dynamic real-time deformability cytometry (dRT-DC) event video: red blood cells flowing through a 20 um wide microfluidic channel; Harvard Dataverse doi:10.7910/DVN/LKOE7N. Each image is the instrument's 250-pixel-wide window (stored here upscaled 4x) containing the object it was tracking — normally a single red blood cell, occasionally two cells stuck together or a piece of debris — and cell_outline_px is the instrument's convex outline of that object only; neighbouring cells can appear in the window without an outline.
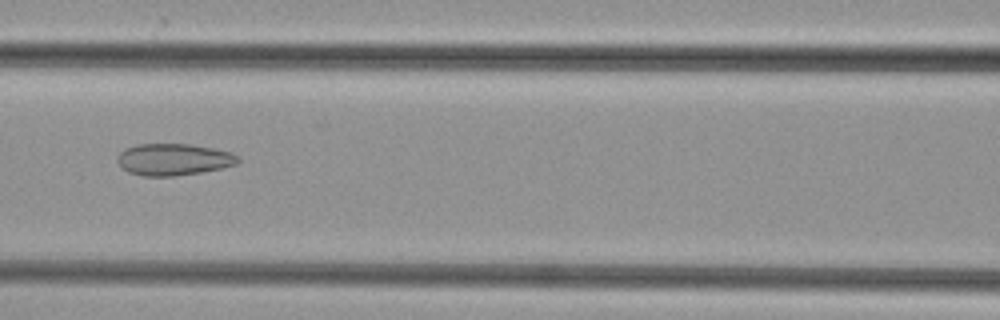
{"species": "common noctule bat (a hibernating species)", "species_latin": "Nyctalus noctula", "temperature_condition": "cold", "stored_images_in_passage": 49, "camera_frame_rate_fps": 3000, "um_per_image_px": 0.085, "animal": {"sex": "female", "body_mass_g": 29.2, "forearm_length_mm": 56.3}, "frame": {"image": 1, "passage_image": 22, "time_ms": 7.0, "image_size_px": [1000, 320], "cell_outline_px": [[240, 160], [236, 164], [220, 168], [200, 172], [172, 176], [144, 176], [128, 172], [116, 160], [116, 156], [124, 148], [136, 144], [188, 144], [212, 148], [232, 152]], "centroid_in_image_um": [14.71, 13.54], "position_along_channel_um": 151.9, "area_um2": 22.2}}
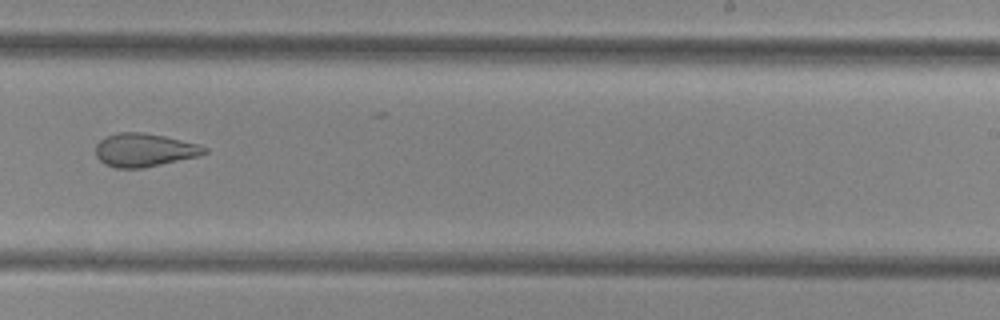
{"frame": {"image": 2, "passage_image": 31, "time_ms": 10.0, "image_size_px": [1000, 320], "cell_outline_px": [[208, 152], [200, 156], [144, 168], [116, 168], [104, 164], [96, 156], [96, 144], [100, 140], [116, 132], [144, 132], [164, 136], [200, 144], [208, 148]], "centroid_in_image_um": [12.3, 12.75], "position_along_channel_um": 276.7, "area_um2": 21.33}}
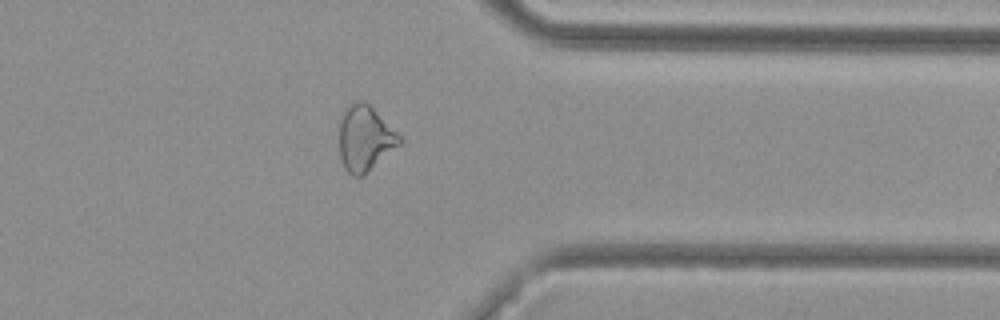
{"frame": {"image": 3, "passage_image": 39, "time_ms": 12.667, "image_size_px": [1000, 320], "cell_outline_px": [[404, 140], [400, 144], [364, 176], [352, 176], [344, 168], [340, 156], [340, 120], [344, 108], [348, 104], [356, 100], [364, 100]], "centroid_in_image_um": [31.0, 11.77], "position_along_channel_um": 380.4, "area_um2": 22.89}}